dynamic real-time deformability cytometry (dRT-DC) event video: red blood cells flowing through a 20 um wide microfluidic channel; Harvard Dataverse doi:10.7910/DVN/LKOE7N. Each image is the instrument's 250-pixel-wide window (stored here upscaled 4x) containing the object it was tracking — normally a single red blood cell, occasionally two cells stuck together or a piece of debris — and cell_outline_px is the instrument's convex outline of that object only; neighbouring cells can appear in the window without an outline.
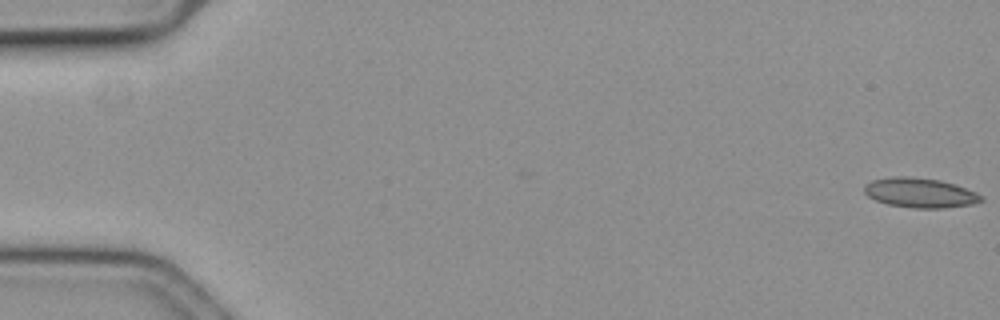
{"species": "common noctule bat (a hibernating species)", "species_latin": "Nyctalus noctula", "temperature_condition": "cold", "stored_images_in_passage": 22, "camera_frame_rate_fps": 3000, "um_per_image_px": 0.085, "animal": {"sex": "female", "body_mass_g": 19.3, "forearm_length_mm": 54.1}, "frame": {"image": 1, "passage_image": 1, "time_ms": 0.0, "image_size_px": [1000, 320], "cell_outline_px": [[984, 200], [972, 204], [944, 208], [912, 208], [888, 204], [876, 200], [868, 196], [864, 192], [864, 184], [872, 180], [892, 176], [908, 176], [940, 180], [976, 192]], "centroid_in_image_um": [78.16, 16.38], "position_along_channel_um": 6.8, "area_um2": 20.11}}
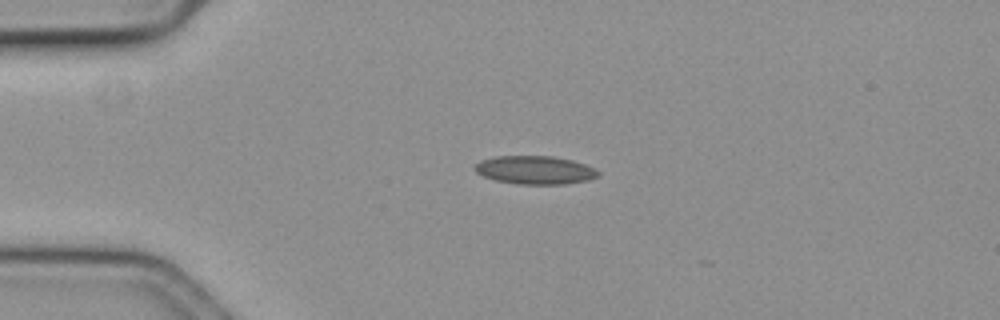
{"frame": {"image": 2, "passage_image": 15, "time_ms": 4.667, "image_size_px": [1000, 320], "cell_outline_px": [[600, 172], [596, 176], [588, 180], [564, 184], [516, 184], [496, 180], [484, 176], [476, 172], [476, 164], [480, 160], [496, 156], [552, 156], [572, 160], [584, 164]], "centroid_in_image_um": [45.46, 14.45], "position_along_channel_um": 39.5, "area_um2": 20.11}}
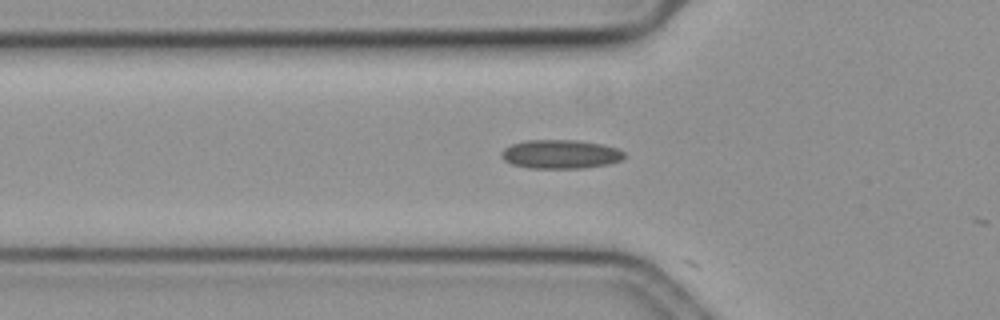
{"frame": {"image": 3, "passage_image": 21, "time_ms": 6.667, "image_size_px": [1000, 320], "cell_outline_px": [[624, 160], [608, 164], [584, 168], [528, 168], [512, 164], [504, 160], [500, 156], [500, 152], [504, 148], [512, 144], [528, 140], [576, 140], [600, 144], [616, 148], [624, 152]], "centroid_in_image_um": [47.63, 13.11], "position_along_channel_um": 78.2, "area_um2": 20.69}}